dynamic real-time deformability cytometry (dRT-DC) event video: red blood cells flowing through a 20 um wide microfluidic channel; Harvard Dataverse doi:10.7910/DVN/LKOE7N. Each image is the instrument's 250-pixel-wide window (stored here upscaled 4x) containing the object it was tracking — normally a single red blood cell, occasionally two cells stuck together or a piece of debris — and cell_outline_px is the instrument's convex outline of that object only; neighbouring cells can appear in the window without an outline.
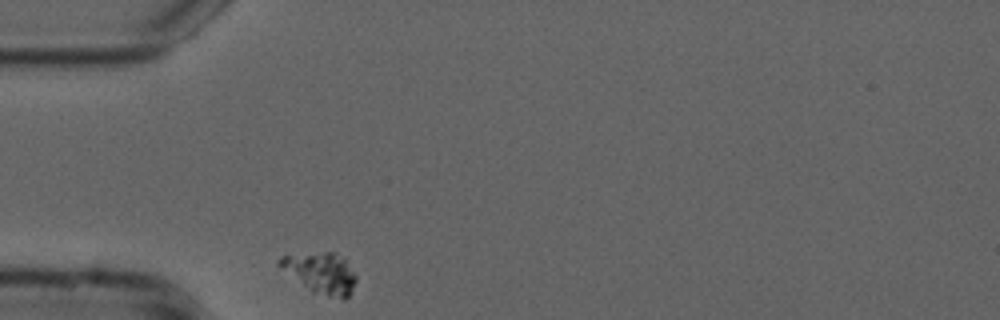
{"species": "common noctule bat (a hibernating species)", "species_latin": "Nyctalus noctula", "temperature_condition": "cold", "stored_images_in_passage": 39, "camera_frame_rate_fps": 3000, "um_per_image_px": 0.085, "animal": {"sex": "male", "forearm_length_mm": 52.5}, "frame": {"image": 1, "passage_image": 1, "time_ms": 0.0, "image_size_px": [1000, 320], "cell_outline_px": [[356, 280], [352, 292], [344, 300], [312, 292], [280, 268], [276, 264], [276, 260], [280, 256], [324, 252], [336, 252], [344, 260], [356, 276]], "centroid_in_image_um": [27.24, 23.21], "position_along_channel_um": 57.8, "area_um2": 18.15}}
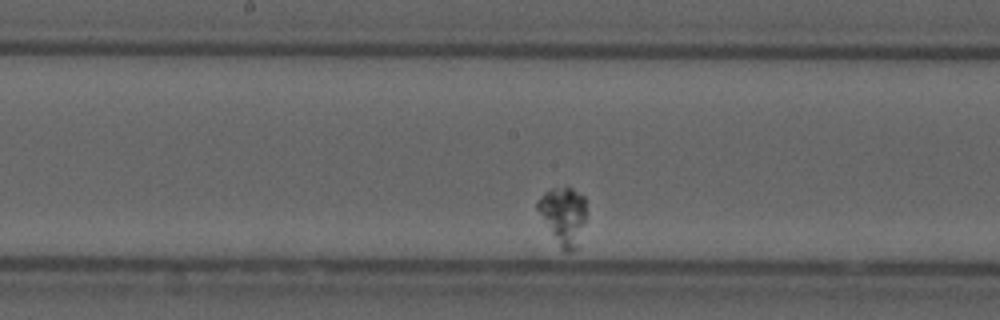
{"frame": {"image": 2, "passage_image": 15, "time_ms": 4.667, "image_size_px": [1000, 320], "cell_outline_px": [[584, 220], [576, 248], [572, 252], [564, 252], [560, 248], [536, 208], [536, 200], [544, 192], [552, 188], [572, 188], [584, 196]], "centroid_in_image_um": [47.84, 18.32], "position_along_channel_um": 200.4, "area_um2": 15.95}}
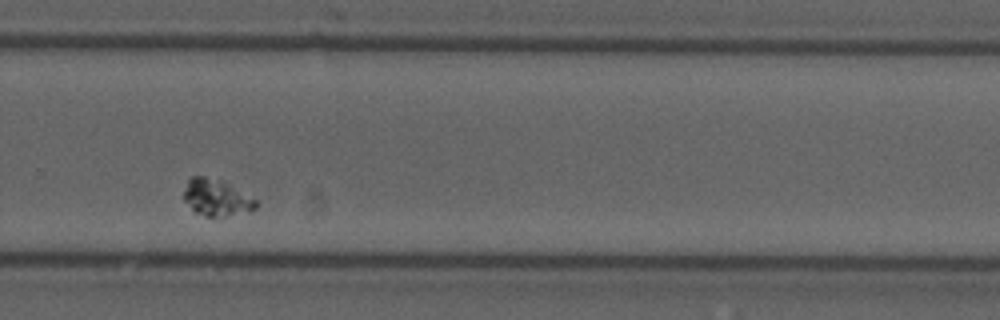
{"frame": {"image": 3, "passage_image": 25, "time_ms": 8.0, "image_size_px": [1000, 320], "cell_outline_px": [[256, 208], [248, 212], [224, 216], [204, 216], [196, 212], [184, 200], [184, 192], [188, 180], [192, 176], [204, 176], [220, 180], [228, 184], [256, 200]], "centroid_in_image_um": [18.38, 16.8], "position_along_channel_um": 311.4, "area_um2": 14.97}}